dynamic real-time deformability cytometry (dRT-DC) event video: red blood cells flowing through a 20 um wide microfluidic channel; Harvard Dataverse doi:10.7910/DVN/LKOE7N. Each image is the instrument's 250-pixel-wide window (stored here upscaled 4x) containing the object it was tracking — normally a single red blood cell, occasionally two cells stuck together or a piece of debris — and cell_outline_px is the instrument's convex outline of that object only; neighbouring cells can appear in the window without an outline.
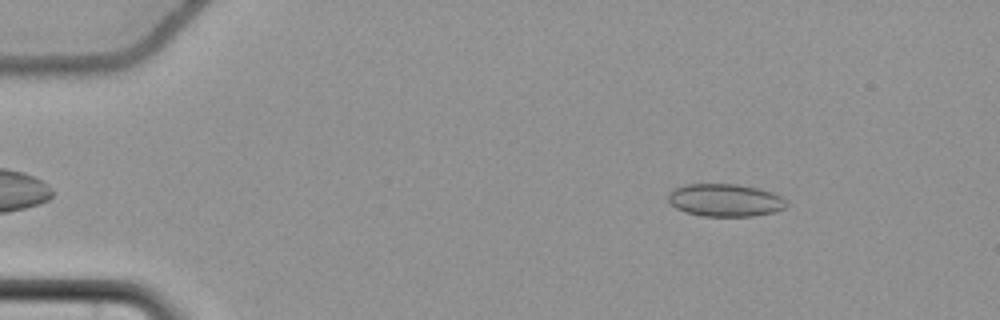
{"species": "common noctule bat (a hibernating species)", "species_latin": "Nyctalus noctula", "temperature_condition": "cold", "stored_images_in_passage": 55, "camera_frame_rate_fps": 3000, "um_per_image_px": 0.085, "animal": {"sex": "female", "body_mass_g": 22.7, "forearm_length_mm": 54.2}, "frame": {"image": 1, "passage_image": 7, "time_ms": 2.0, "image_size_px": [1000, 320], "cell_outline_px": [[788, 204], [784, 208], [772, 212], [752, 216], [704, 216], [684, 212], [676, 208], [668, 200], [668, 196], [676, 188], [688, 184], [736, 184], [756, 188], [772, 192], [788, 200]], "centroid_in_image_um": [61.66, 17.02], "position_along_channel_um": 23.3, "area_um2": 22.31}}
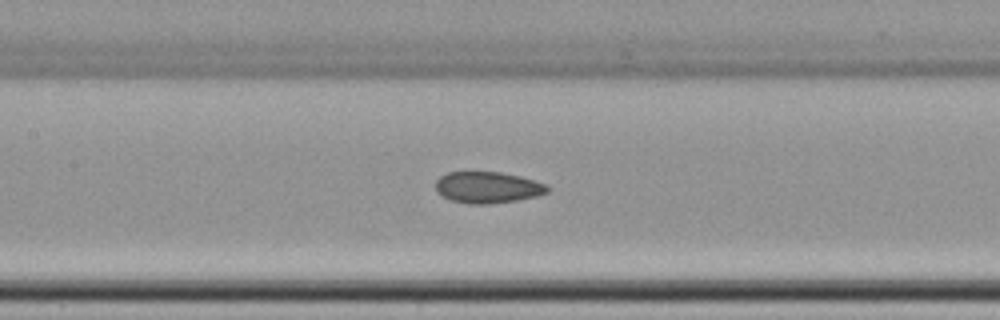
{"frame": {"image": 2, "passage_image": 26, "time_ms": 8.333, "image_size_px": [1000, 320], "cell_outline_px": [[548, 192], [536, 196], [516, 200], [488, 204], [468, 204], [452, 200], [436, 192], [436, 180], [440, 176], [448, 172], [500, 172], [520, 176], [544, 184], [548, 188]], "centroid_in_image_um": [41.41, 15.93], "position_along_channel_um": 166.0, "area_um2": 20.23}}
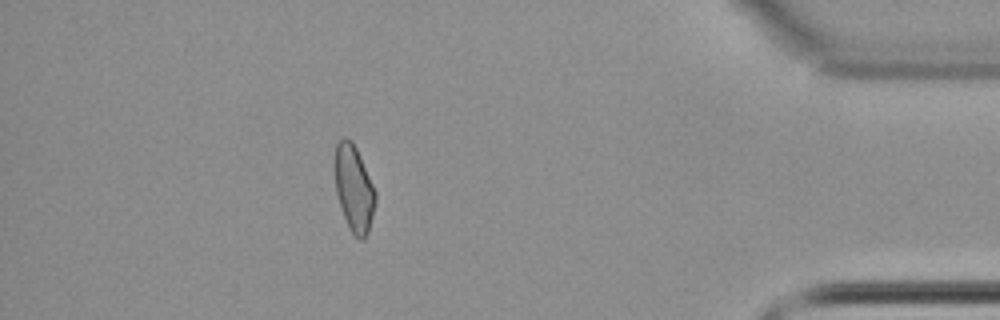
{"frame": {"image": 3, "passage_image": 49, "time_ms": 16.0, "image_size_px": [1000, 320], "cell_outline_px": [[376, 200], [368, 232], [364, 240], [360, 240], [348, 228], [336, 192], [336, 144], [344, 136], [352, 140], [356, 148], [376, 192]], "centroid_in_image_um": [30.1, 16.04], "position_along_channel_um": 405.1, "area_um2": 19.94}, "authors_computed_cell_mechanics": {"area_um2": 21.2126, "velocity_mm_per_s": 3.7043, "shape_relaxation_time_tau1_ms": null, "shape_relaxation_time_tau2_ms": 3.809, "deformation_change_tau1": null, "deformation_change_tau2": 0.081}}